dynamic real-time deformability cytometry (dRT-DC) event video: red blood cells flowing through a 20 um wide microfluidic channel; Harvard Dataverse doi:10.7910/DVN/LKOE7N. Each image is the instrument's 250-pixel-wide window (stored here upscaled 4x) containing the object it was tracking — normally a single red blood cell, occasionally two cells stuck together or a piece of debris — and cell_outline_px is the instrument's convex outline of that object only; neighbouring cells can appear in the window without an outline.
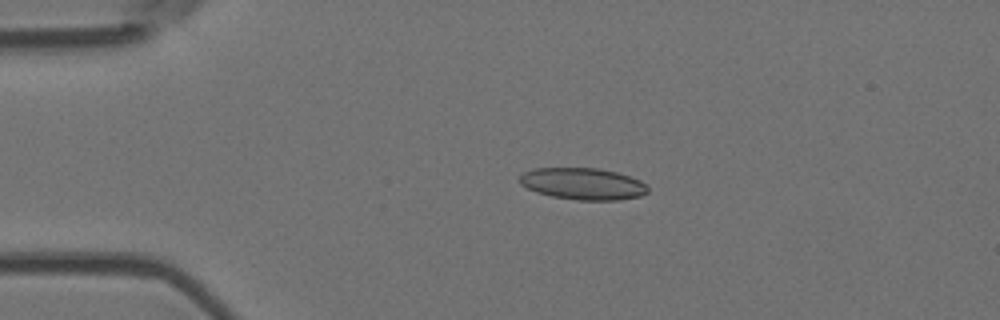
{"species": "Egyptian fruit bat (a non-hibernating species)", "species_latin": "Rousettus aegyptiacus", "temperature_condition": "room temperature", "stored_images_in_passage": 4, "camera_frame_rate_fps": 3000, "um_per_image_px": 0.085, "animal": {"sex": "female"}, "frame": {"image": 1, "passage_image": 3, "time_ms": 0.667, "image_size_px": [1000, 320], "cell_outline_px": [[648, 192], [640, 196], [620, 200], [576, 200], [552, 196], [536, 192], [520, 184], [520, 176], [524, 172], [532, 168], [600, 168], [616, 172], [640, 180], [648, 188]], "centroid_in_image_um": [49.54, 15.62], "position_along_channel_um": 35.5, "area_um2": 23.7}}